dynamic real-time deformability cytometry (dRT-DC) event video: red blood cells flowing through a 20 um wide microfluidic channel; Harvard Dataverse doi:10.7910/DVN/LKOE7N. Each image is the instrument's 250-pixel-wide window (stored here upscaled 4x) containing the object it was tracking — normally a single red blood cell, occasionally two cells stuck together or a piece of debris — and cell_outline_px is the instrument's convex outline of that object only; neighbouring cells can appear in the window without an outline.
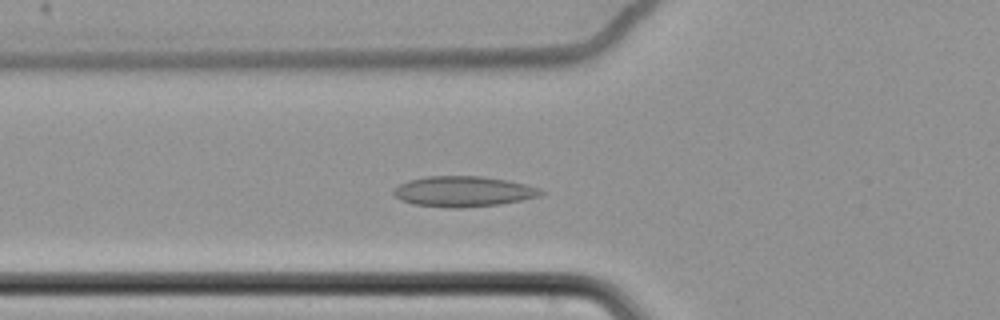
{"species": "common noctule bat (a hibernating species)", "species_latin": "Nyctalus noctula", "temperature_condition": "cold", "stored_images_in_passage": 57, "camera_frame_rate_fps": 3000, "um_per_image_px": 0.085, "animal": {"sex": "female", "body_mass_g": 22.7, "forearm_length_mm": 54.2}, "frame": {"image": 1, "passage_image": 19, "time_ms": 6.0, "image_size_px": [1000, 320], "cell_outline_px": [[544, 192], [540, 196], [500, 204], [464, 208], [448, 208], [412, 204], [400, 200], [392, 192], [400, 184], [408, 180], [428, 176], [484, 176], [508, 180], [540, 188]], "centroid_in_image_um": [39.38, 16.28], "position_along_channel_um": 86.4, "area_um2": 26.24}}
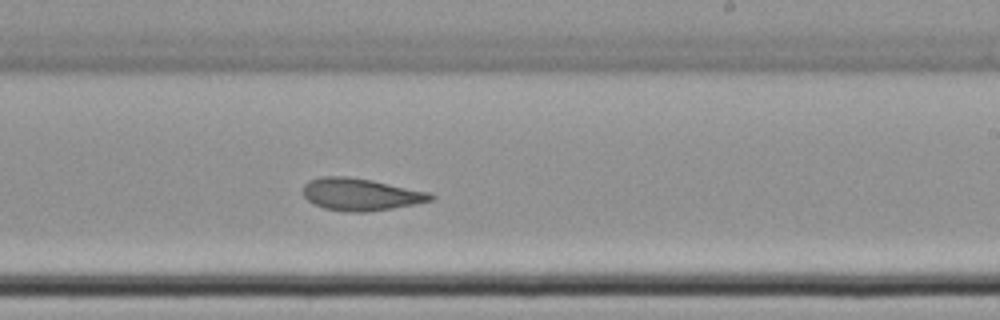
{"frame": {"image": 2, "passage_image": 34, "time_ms": 11.0, "image_size_px": [1000, 320], "cell_outline_px": [[436, 196], [432, 200], [392, 208], [368, 212], [348, 212], [324, 208], [308, 200], [304, 196], [304, 184], [308, 180], [320, 176], [348, 176], [372, 180], [432, 192]], "centroid_in_image_um": [30.67, 16.51], "position_along_channel_um": 258.3, "area_um2": 24.04}}
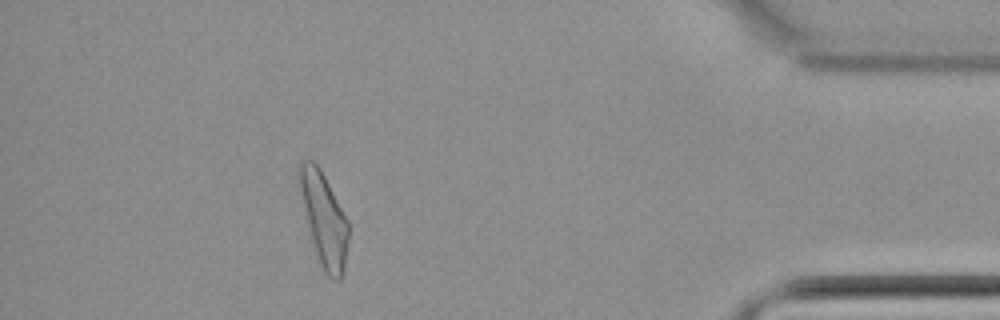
{"frame": {"image": 3, "passage_image": 51, "time_ms": 16.667, "image_size_px": [1000, 320], "cell_outline_px": [[348, 240], [344, 272], [340, 280], [332, 280], [324, 272], [320, 264], [312, 240], [308, 224], [296, 172], [296, 168], [300, 160], [312, 160], [320, 168], [348, 220]], "centroid_in_image_um": [27.53, 18.62], "position_along_channel_um": 407.7, "area_um2": 26.36}, "authors_computed_cell_mechanics": {"area_um2": 25.8366, "velocity_mm_per_s": 3.447, "shape_relaxation_time_tau1_ms": null, "shape_relaxation_time_tau2_ms": 11.1251, "deformation_change_tau1": null, "deformation_change_tau2": 0.1805}}